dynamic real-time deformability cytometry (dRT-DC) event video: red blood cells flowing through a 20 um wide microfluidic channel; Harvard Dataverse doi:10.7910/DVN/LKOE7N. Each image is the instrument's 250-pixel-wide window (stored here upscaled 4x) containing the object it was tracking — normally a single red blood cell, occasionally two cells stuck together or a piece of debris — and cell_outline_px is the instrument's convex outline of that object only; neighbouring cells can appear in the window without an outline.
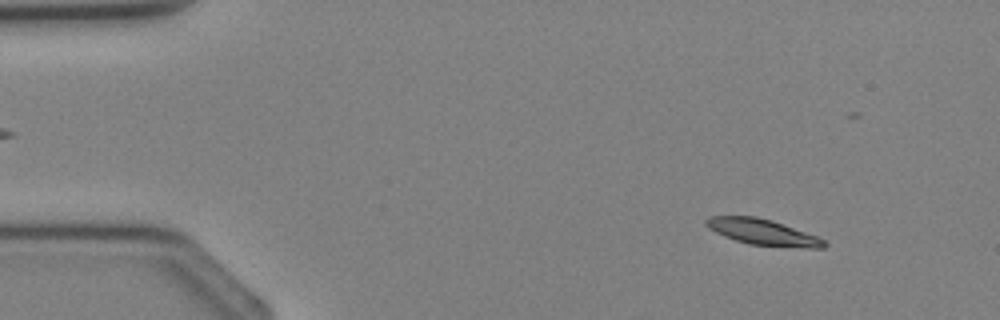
{"species": "Egyptian fruit bat (a non-hibernating species)", "species_latin": "Rousettus aegyptiacus", "temperature_condition": "cold", "stored_images_in_passage": 3, "camera_frame_rate_fps": 3000, "um_per_image_px": 0.085, "animal": {"sex": "female"}, "frame": {"image": 1, "passage_image": 1, "time_ms": 0.0, "image_size_px": [1000, 320], "cell_outline_px": [[828, 244], [824, 248], [804, 248], [748, 244], [724, 236], [708, 228], [704, 224], [704, 220], [708, 216], [756, 216], [772, 220], [816, 236], [824, 240]], "centroid_in_image_um": [64.81, 19.72], "position_along_channel_um": 20.2, "area_um2": 17.8}}
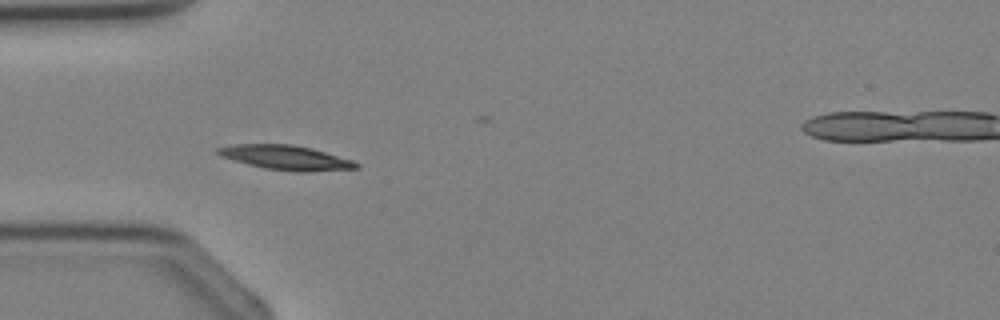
{"frame": {"image": 2, "passage_image": 3, "time_ms": 2.333, "image_size_px": [1000, 320], "cell_outline_px": [[360, 168], [308, 172], [296, 172], [264, 168], [248, 164], [220, 156], [216, 152], [216, 148], [236, 144], [292, 144], [312, 148], [352, 160], [360, 164]], "centroid_in_image_um": [24.32, 13.4], "position_along_channel_um": 60.7, "area_um2": 19.77}}